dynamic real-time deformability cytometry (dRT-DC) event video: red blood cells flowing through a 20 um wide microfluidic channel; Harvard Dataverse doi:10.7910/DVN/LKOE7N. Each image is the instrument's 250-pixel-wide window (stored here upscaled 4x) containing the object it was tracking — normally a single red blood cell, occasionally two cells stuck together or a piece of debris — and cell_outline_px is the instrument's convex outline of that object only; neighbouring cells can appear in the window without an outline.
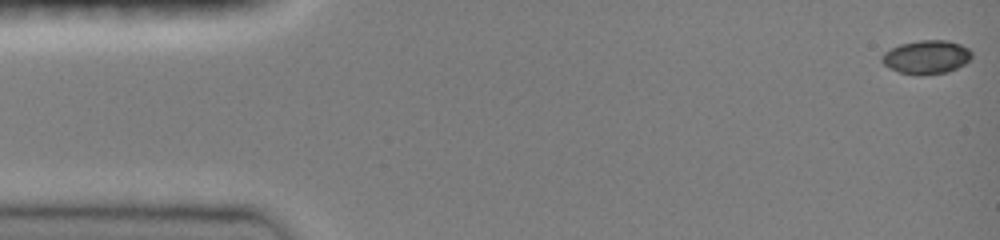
{"species": "common noctule bat (a hibernating species)", "species_latin": "Nyctalus noctula", "temperature_condition": "room temperature", "stored_images_in_passage": 11, "camera_frame_rate_fps": 3000, "um_per_image_px": 0.085, "animal": {"sex": "female", "body_mass_g": 19.0, "forearm_length_mm": 51.5}, "frame": {"image": 1, "passage_image": 1, "time_ms": 0.0, "image_size_px": [1000, 240], "cell_outline_px": [[972, 56], [964, 64], [948, 72], [900, 72], [888, 68], [880, 60], [880, 56], [884, 52], [900, 44], [920, 40], [948, 40], [960, 44], [968, 48], [972, 52]], "centroid_in_image_um": [78.74, 4.8], "position_along_channel_um": 6.3, "area_um2": 17.05}}
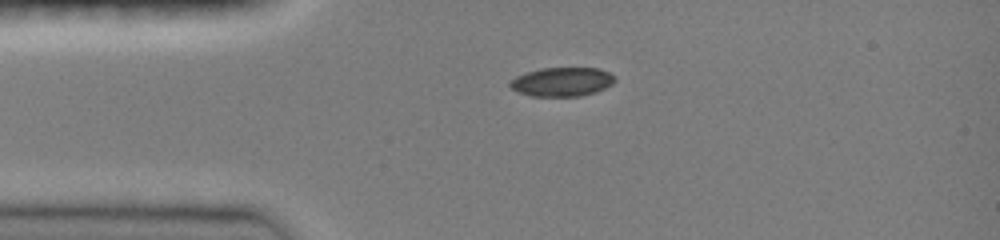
{"frame": {"image": 2, "passage_image": 10, "time_ms": 3.333, "image_size_px": [1000, 240], "cell_outline_px": [[616, 80], [612, 84], [596, 92], [580, 96], [532, 96], [520, 92], [512, 88], [508, 84], [516, 76], [524, 72], [540, 68], [600, 68], [608, 72]], "centroid_in_image_um": [47.76, 6.94], "position_along_channel_um": 37.2, "area_um2": 17.63}}